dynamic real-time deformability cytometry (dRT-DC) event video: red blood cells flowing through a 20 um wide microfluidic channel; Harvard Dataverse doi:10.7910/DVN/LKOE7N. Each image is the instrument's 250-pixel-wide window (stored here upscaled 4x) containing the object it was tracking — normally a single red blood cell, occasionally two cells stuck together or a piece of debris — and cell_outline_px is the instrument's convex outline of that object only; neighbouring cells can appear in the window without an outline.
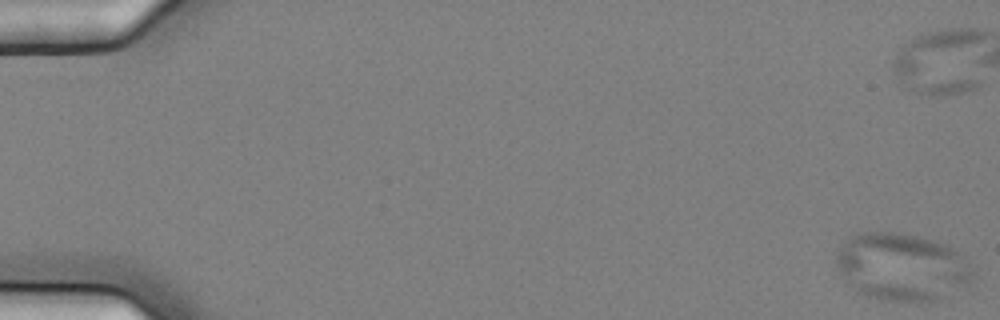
{"species": "common noctule bat (a hibernating species)", "species_latin": "Nyctalus noctula", "temperature_condition": "cold", "stored_images_in_passage": 13, "camera_frame_rate_fps": 3000, "um_per_image_px": 0.085, "animal": {"sex": "female", "body_mass_g": 25.1}, "frame": {"image": 1, "passage_image": 1, "time_ms": 0.0, "image_size_px": [1000, 320], "cell_outline_px": [[976, 272], [972, 284], [936, 300], [888, 300], [868, 296], [856, 292], [840, 276], [836, 264], [836, 256], [840, 248], [852, 236], [860, 232], [892, 232], [916, 236], [948, 244]], "centroid_in_image_um": [76.66, 22.69], "position_along_channel_um": 8.3, "area_um2": 53.52}}